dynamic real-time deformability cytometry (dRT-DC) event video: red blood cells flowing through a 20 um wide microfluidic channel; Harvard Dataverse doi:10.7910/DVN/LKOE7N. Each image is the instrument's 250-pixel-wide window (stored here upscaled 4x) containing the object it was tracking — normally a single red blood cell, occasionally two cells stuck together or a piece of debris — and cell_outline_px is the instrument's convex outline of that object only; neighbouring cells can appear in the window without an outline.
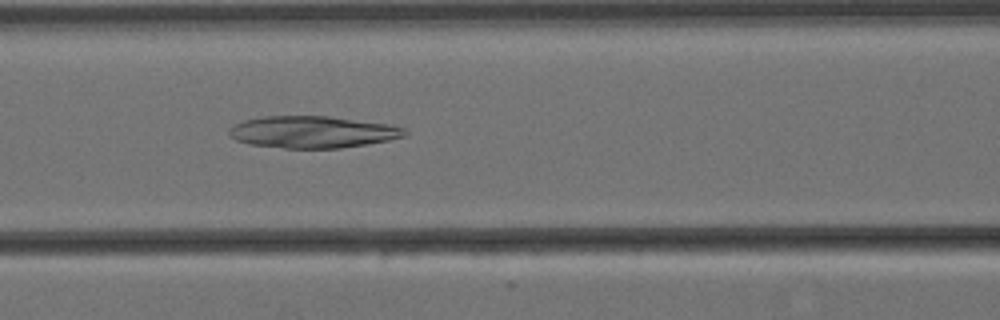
{"species": "Egyptian fruit bat (a non-hibernating species)", "species_latin": "Rousettus aegyptiacus", "temperature_condition": "cold", "stored_images_in_passage": 6, "camera_frame_rate_fps": 3000, "um_per_image_px": 0.085, "animal": {"sex": "female"}, "frame": {"image": 1, "passage_image": 6, "time_ms": 1.667, "image_size_px": [1000, 320], "cell_outline_px": [[408, 132], [404, 136], [388, 140], [368, 144], [340, 148], [284, 148], [252, 144], [236, 140], [228, 136], [228, 128], [244, 120], [264, 116], [328, 116], [388, 124], [404, 128]], "centroid_in_image_um": [26.55, 11.22], "position_along_channel_um": 140.1, "area_um2": 32.54}}